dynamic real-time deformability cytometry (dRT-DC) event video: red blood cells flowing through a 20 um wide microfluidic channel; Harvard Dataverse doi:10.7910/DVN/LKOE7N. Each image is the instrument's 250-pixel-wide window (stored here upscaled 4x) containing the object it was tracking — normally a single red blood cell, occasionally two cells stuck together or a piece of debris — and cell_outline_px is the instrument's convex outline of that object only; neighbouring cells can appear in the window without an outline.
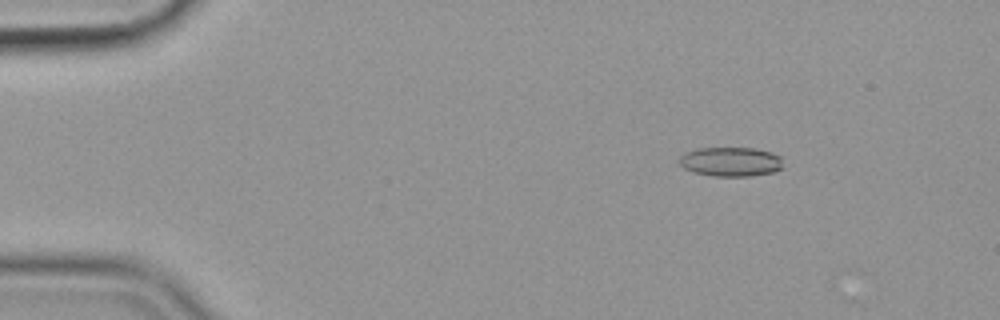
{"species": "common noctule bat (a hibernating species)", "species_latin": "Nyctalus noctula", "temperature_condition": "cold", "stored_images_in_passage": 13, "camera_frame_rate_fps": 3000, "um_per_image_px": 0.085, "animal": {"sex": "female", "body_mass_g": 19.9}, "frame": {"image": 1, "passage_image": 9, "time_ms": 2.667, "image_size_px": [1000, 320], "cell_outline_px": [[784, 168], [772, 172], [748, 176], [716, 176], [692, 172], [684, 168], [680, 164], [680, 156], [684, 152], [700, 148], [756, 148], [772, 152], [780, 156]], "centroid_in_image_um": [62.13, 13.74], "position_along_channel_um": 22.9, "area_um2": 17.8}}